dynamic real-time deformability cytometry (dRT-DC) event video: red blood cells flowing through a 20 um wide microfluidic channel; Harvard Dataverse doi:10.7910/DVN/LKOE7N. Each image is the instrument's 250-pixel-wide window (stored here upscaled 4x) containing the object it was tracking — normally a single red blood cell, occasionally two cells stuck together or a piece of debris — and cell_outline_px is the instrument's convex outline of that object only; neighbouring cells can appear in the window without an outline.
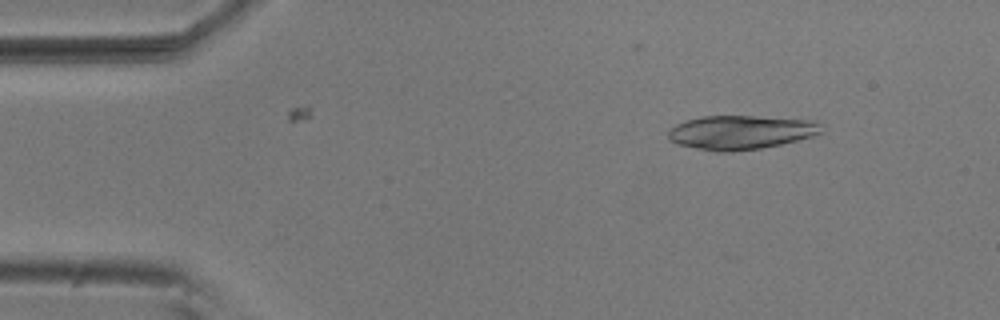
{"species": "common noctule bat (a hibernating species)", "species_latin": "Nyctalus noctula", "temperature_condition": "room temperature", "stored_images_in_passage": 4, "camera_frame_rate_fps": 3000, "um_per_image_px": 0.085, "animal": {"sex": "male", "body_mass_g": 20.5, "forearm_length_mm": 52.5}, "frame": {"image": 1, "passage_image": 1, "time_ms": 0.0, "image_size_px": [1000, 320], "cell_outline_px": [[824, 132], [812, 136], [780, 144], [760, 148], [728, 152], [716, 152], [680, 144], [672, 140], [668, 136], [668, 132], [676, 124], [684, 120], [700, 116], [752, 116], [812, 120], [820, 124]], "centroid_in_image_um": [62.97, 11.24], "position_along_channel_um": 22.0, "area_um2": 30.06}}